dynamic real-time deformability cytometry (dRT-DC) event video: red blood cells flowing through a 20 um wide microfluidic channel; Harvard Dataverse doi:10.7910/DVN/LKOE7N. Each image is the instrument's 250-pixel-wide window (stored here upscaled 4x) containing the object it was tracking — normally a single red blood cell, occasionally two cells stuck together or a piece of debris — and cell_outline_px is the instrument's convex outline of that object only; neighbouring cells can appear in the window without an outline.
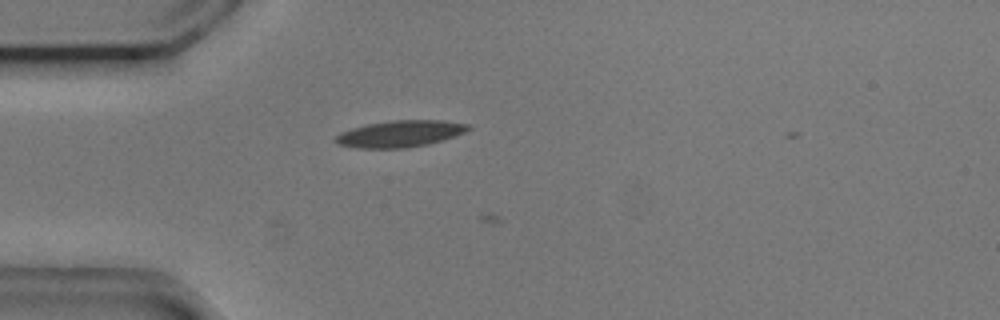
{"species": "common noctule bat (a hibernating species)", "species_latin": "Nyctalus noctula", "temperature_condition": "cold", "stored_images_in_passage": 7, "camera_frame_rate_fps": 3000, "um_per_image_px": 0.085, "animal": {"sex": "male", "body_mass_g": 20.5, "forearm_length_mm": 52.5}, "frame": {"image": 1, "passage_image": 6, "time_ms": 1.667, "image_size_px": [1000, 320], "cell_outline_px": [[472, 128], [464, 132], [428, 144], [408, 148], [356, 148], [340, 144], [332, 140], [340, 132], [352, 128], [368, 124], [392, 120], [444, 120], [468, 124]], "centroid_in_image_um": [33.98, 11.37], "position_along_channel_um": 51.0, "area_um2": 20.46}}